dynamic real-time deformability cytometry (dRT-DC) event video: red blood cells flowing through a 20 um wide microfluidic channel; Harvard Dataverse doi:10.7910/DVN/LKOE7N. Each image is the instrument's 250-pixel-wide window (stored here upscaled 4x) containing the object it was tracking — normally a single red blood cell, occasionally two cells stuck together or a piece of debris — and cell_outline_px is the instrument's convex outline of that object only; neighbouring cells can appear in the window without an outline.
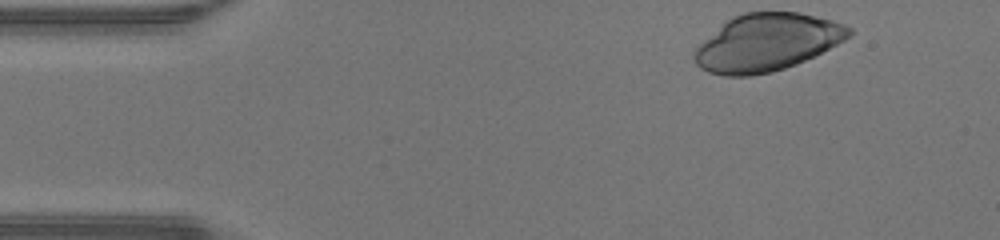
{"species": "human", "species_latin": "Homo sapiens", "temperature_condition": "warm", "stored_images_in_passage": 37, "camera_frame_rate_fps": 3000, "um_per_image_px": 0.085, "donor": {"sex": "male"}, "frame": {"image": 1, "passage_image": 1, "time_ms": 0.0, "image_size_px": [1000, 240], "cell_outline_px": [[852, 36], [796, 64], [772, 72], [748, 76], [724, 76], [708, 72], [700, 68], [696, 64], [692, 56], [692, 52], [704, 40], [728, 20], [744, 12], [800, 12], [832, 20], [844, 24], [852, 28]], "centroid_in_image_um": [65.18, 3.62], "position_along_channel_um": 19.8, "area_um2": 51.27}}
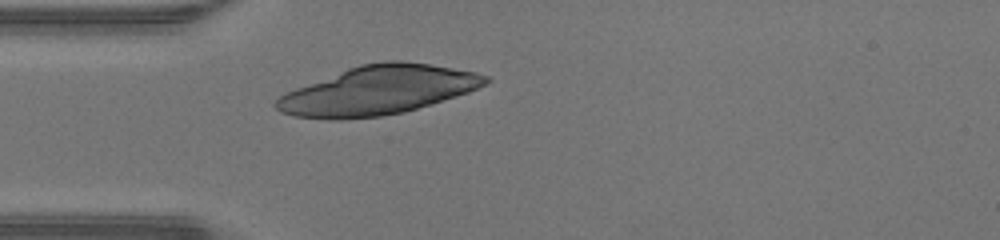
{"frame": {"image": 2, "passage_image": 9, "time_ms": 2.667, "image_size_px": [1000, 240], "cell_outline_px": [[492, 80], [468, 92], [432, 104], [404, 112], [380, 116], [340, 120], [328, 120], [296, 116], [280, 112], [272, 104], [280, 96], [296, 88], [348, 68], [360, 64], [384, 60], [400, 60], [428, 64], [476, 72], [488, 76]], "centroid_in_image_um": [32.12, 7.68], "position_along_channel_um": 52.9, "area_um2": 59.3}}
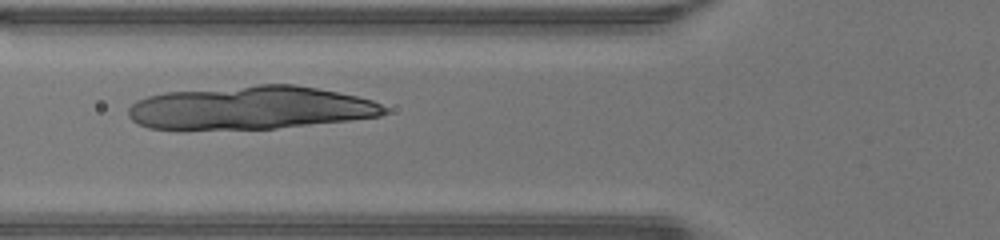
{"frame": {"image": 3, "passage_image": 13, "time_ms": 4.0, "image_size_px": [1000, 240], "cell_outline_px": [[388, 112], [380, 116], [348, 120], [276, 128], [148, 128], [132, 120], [128, 116], [128, 108], [136, 100], [148, 96], [164, 92], [256, 84], [292, 84], [316, 88], [356, 96], [372, 100], [388, 108]], "centroid_in_image_um": [21.29, 9.14], "position_along_channel_um": 104.5, "area_um2": 63.93}}